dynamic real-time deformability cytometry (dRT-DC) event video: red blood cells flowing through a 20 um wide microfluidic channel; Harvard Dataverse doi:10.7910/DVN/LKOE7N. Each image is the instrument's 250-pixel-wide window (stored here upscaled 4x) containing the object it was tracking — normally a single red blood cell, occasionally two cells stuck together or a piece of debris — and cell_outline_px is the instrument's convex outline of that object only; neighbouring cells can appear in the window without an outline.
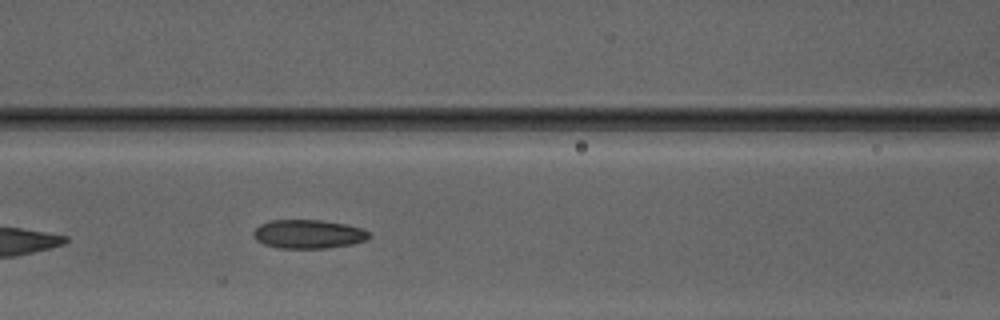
{"species": "Egyptian fruit bat (a non-hibernating species)", "species_latin": "Rousettus aegyptiacus", "temperature_condition": "warm", "stored_images_in_passage": 29, "camera_frame_rate_fps": 3000, "um_per_image_px": 0.085, "animal": {"sex": "male"}, "frame": {"image": 1, "passage_image": 6, "time_ms": 1.667, "image_size_px": [1000, 320], "cell_outline_px": [[372, 236], [368, 240], [352, 244], [328, 248], [280, 248], [264, 244], [256, 240], [252, 232], [260, 224], [272, 220], [320, 220], [348, 224], [360, 228], [368, 232]], "centroid_in_image_um": [26.23, 19.9], "position_along_channel_um": 140.4, "area_um2": 19.48}}
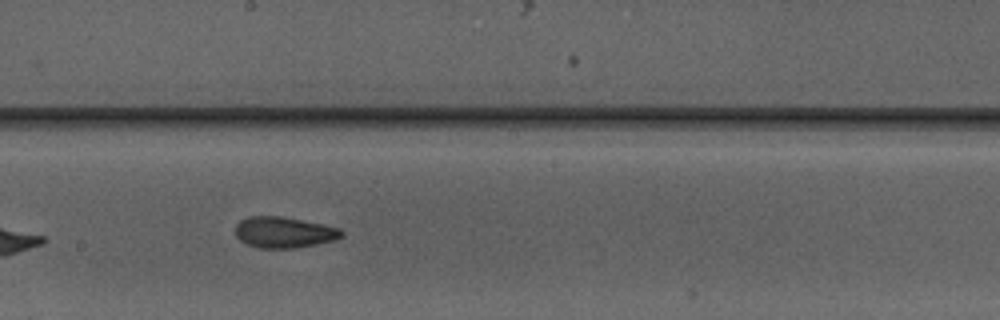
{"frame": {"image": 2, "passage_image": 12, "time_ms": 3.667, "image_size_px": [1000, 320], "cell_outline_px": [[344, 236], [336, 240], [316, 244], [292, 248], [260, 248], [248, 244], [240, 240], [236, 236], [236, 224], [240, 220], [248, 216], [280, 216], [340, 228], [344, 232]], "centroid_in_image_um": [24.14, 19.75], "position_along_channel_um": 224.1, "area_um2": 19.07}}
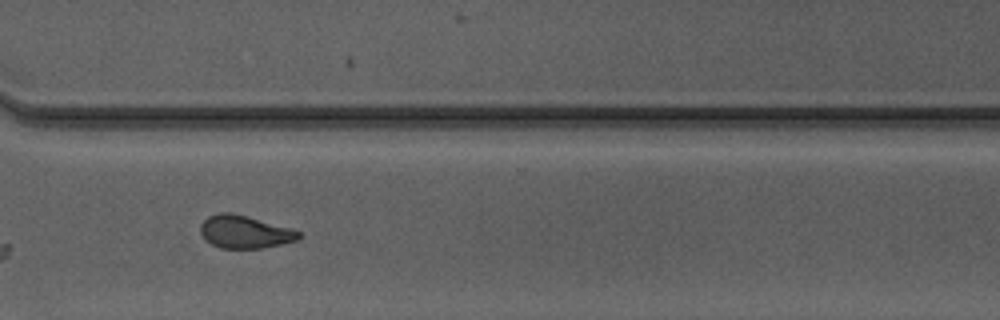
{"frame": {"image": 3, "passage_image": 21, "time_ms": 6.667, "image_size_px": [1000, 320], "cell_outline_px": [[304, 236], [296, 240], [264, 248], [220, 248], [204, 240], [200, 232], [200, 224], [208, 216], [220, 212], [232, 212], [292, 228], [300, 232]], "centroid_in_image_um": [20.8, 19.7], "position_along_channel_um": 349.8, "area_um2": 18.96}, "authors_computed_cell_mechanics": {"area_um2": 18.9584, "velocity_mm_per_s": 4.1966, "shape_relaxation_time_tau1_ms": 5.3309, "shape_relaxation_time_tau2_ms": 1.7769, "deformation_change_tau1": 0.1797, "deformation_change_tau2": 0.0936}}